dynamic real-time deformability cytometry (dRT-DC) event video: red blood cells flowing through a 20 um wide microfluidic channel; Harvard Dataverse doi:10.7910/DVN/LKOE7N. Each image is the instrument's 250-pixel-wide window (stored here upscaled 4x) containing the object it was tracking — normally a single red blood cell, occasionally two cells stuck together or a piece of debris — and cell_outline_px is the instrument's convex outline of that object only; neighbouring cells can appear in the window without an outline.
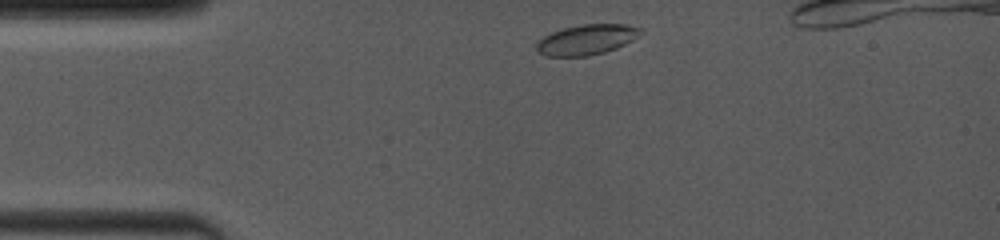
{"species": "common noctule bat (a hibernating species)", "species_latin": "Nyctalus noctula", "temperature_condition": "room temperature", "stored_images_in_passage": 46, "camera_frame_rate_fps": 4000, "um_per_image_px": 0.085, "animal": {"sex": "female", "body_mass_g": 19.0, "forearm_length_mm": 53.3}, "frame": {"image": 1, "passage_image": 1, "time_ms": 0.0, "image_size_px": [1000, 240], "cell_outline_px": [[644, 32], [640, 36], [616, 48], [604, 52], [588, 56], [544, 56], [536, 52], [536, 44], [544, 36], [552, 32], [564, 28], [580, 24], [628, 24], [644, 28]], "centroid_in_image_um": [49.9, 3.36], "position_along_channel_um": 35.1, "area_um2": 18.55}}
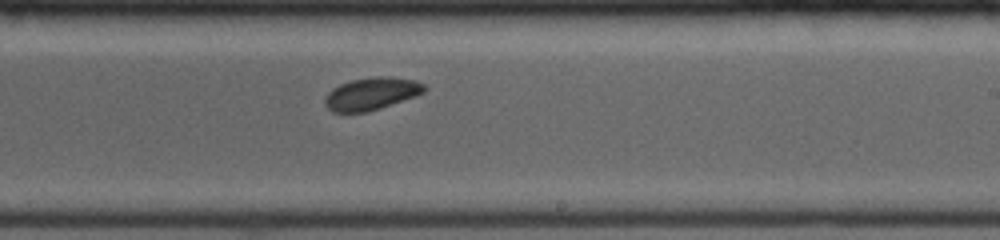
{"frame": {"image": 2, "passage_image": 28, "time_ms": 6.5, "image_size_px": [1000, 240], "cell_outline_px": [[424, 92], [416, 96], [368, 112], [332, 112], [324, 104], [324, 100], [328, 92], [332, 88], [340, 84], [352, 80], [376, 76], [388, 76], [416, 80], [424, 84]], "centroid_in_image_um": [31.56, 7.96], "position_along_channel_um": 257.4, "area_um2": 18.79}}
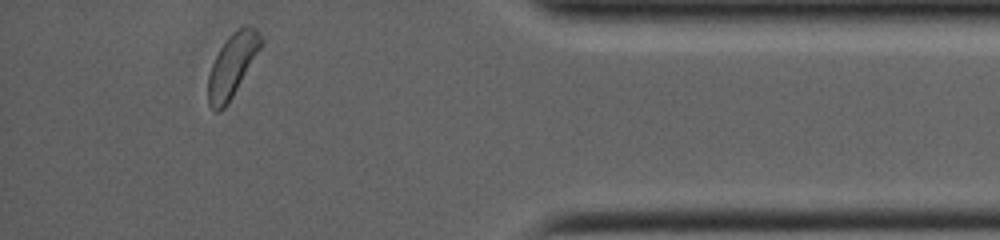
{"frame": {"image": 3, "passage_image": 44, "time_ms": 11.0, "image_size_px": [1000, 240], "cell_outline_px": [[264, 44], [228, 104], [220, 112], [212, 112], [208, 104], [208, 76], [212, 64], [220, 48], [228, 36], [232, 32], [244, 24], [256, 28], [264, 40]], "centroid_in_image_um": [19.76, 5.56], "position_along_channel_um": 415.4, "area_um2": 19.77}}